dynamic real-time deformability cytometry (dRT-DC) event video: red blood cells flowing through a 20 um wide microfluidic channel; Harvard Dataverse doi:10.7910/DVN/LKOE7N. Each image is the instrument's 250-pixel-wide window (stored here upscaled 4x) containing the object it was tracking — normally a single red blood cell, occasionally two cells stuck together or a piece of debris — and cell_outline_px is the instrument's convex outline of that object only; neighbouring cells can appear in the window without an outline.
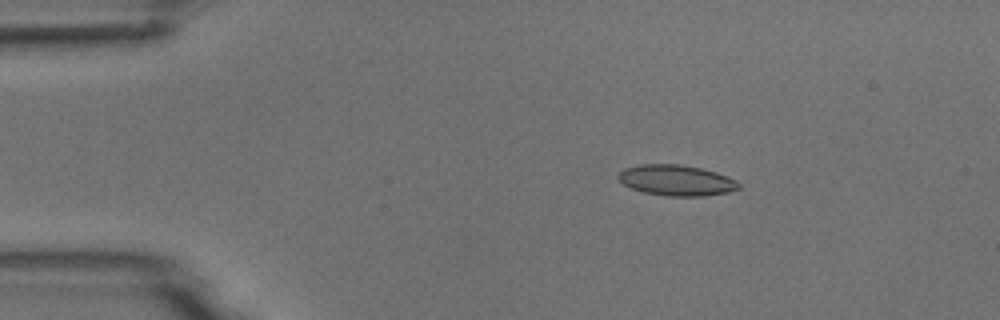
{"species": "common noctule bat (a hibernating species)", "species_latin": "Nyctalus noctula", "temperature_condition": "room temperature", "stored_images_in_passage": 5, "camera_frame_rate_fps": 3000, "um_per_image_px": 0.085, "animal": {"sex": "male", "body_mass_g": 18.8}, "frame": {"image": 1, "passage_image": 3, "time_ms": 2.333, "image_size_px": [1000, 320], "cell_outline_px": [[740, 188], [728, 192], [704, 196], [668, 196], [644, 192], [632, 188], [624, 184], [616, 176], [624, 168], [640, 164], [680, 164], [700, 168], [716, 172], [728, 176], [736, 180], [740, 184]], "centroid_in_image_um": [57.5, 15.32], "position_along_channel_um": 27.5, "area_um2": 21.56}}
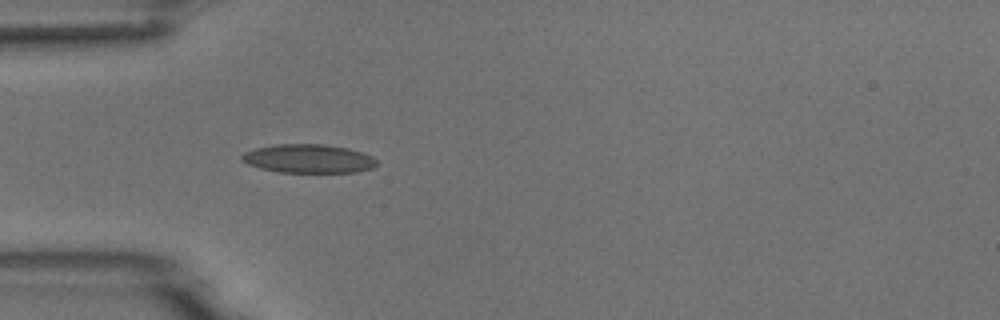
{"frame": {"image": 2, "passage_image": 5, "time_ms": 4.667, "image_size_px": [1000, 320], "cell_outline_px": [[376, 164], [372, 168], [356, 172], [280, 172], [260, 168], [248, 164], [240, 160], [240, 156], [244, 152], [256, 148], [276, 144], [324, 144], [348, 148], [372, 156], [376, 160]], "centroid_in_image_um": [26.19, 13.48], "position_along_channel_um": 58.8, "area_um2": 22.48}}